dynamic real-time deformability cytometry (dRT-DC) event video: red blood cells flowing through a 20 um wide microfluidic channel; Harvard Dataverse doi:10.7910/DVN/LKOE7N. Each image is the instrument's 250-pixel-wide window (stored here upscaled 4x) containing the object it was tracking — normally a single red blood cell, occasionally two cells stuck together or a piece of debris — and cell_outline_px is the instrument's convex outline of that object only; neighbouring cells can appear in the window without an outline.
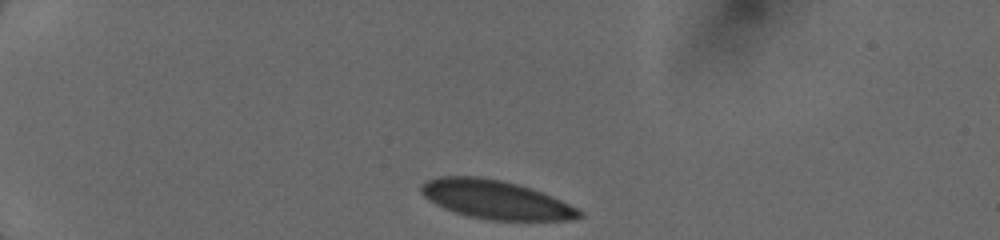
{"species": "human", "species_latin": "Homo sapiens", "temperature_condition": "cold", "stored_images_in_passage": 17, "camera_frame_rate_fps": 3000, "um_per_image_px": 0.085, "donor": {"sex": "female"}, "frame": {"image": 1, "passage_image": 1, "time_ms": 0.0, "image_size_px": [1000, 240], "cell_outline_px": [[584, 216], [568, 220], [488, 220], [468, 216], [444, 208], [428, 200], [420, 192], [420, 184], [436, 176], [480, 176], [500, 180], [532, 188], [552, 196], [584, 212]], "centroid_in_image_um": [42.11, 16.96], "position_along_channel_um": 42.9, "area_um2": 35.6}}
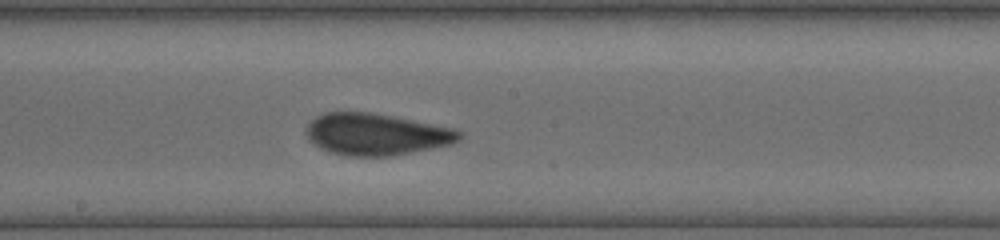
{"frame": {"image": 2, "passage_image": 11, "time_ms": 5.667, "image_size_px": [1000, 240], "cell_outline_px": [[464, 136], [460, 140], [452, 144], [392, 156], [348, 156], [328, 152], [320, 148], [308, 140], [304, 132], [304, 128], [316, 116], [324, 112], [368, 112], [452, 128], [464, 132]], "centroid_in_image_um": [31.94, 11.43], "position_along_channel_um": 216.3, "area_um2": 37.28}}
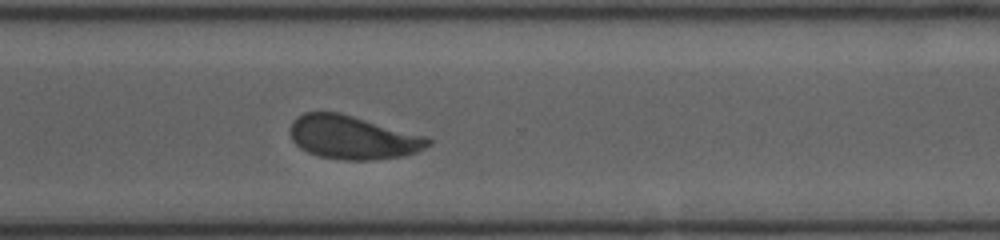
{"frame": {"image": 3, "passage_image": 17, "time_ms": 8.667, "image_size_px": [1000, 240], "cell_outline_px": [[432, 144], [416, 152], [404, 156], [372, 160], [344, 160], [320, 156], [308, 152], [296, 144], [292, 140], [292, 120], [296, 116], [304, 112], [340, 112], [428, 136], [432, 140]], "centroid_in_image_um": [30.04, 11.67], "position_along_channel_um": 340.6, "area_um2": 35.08}}